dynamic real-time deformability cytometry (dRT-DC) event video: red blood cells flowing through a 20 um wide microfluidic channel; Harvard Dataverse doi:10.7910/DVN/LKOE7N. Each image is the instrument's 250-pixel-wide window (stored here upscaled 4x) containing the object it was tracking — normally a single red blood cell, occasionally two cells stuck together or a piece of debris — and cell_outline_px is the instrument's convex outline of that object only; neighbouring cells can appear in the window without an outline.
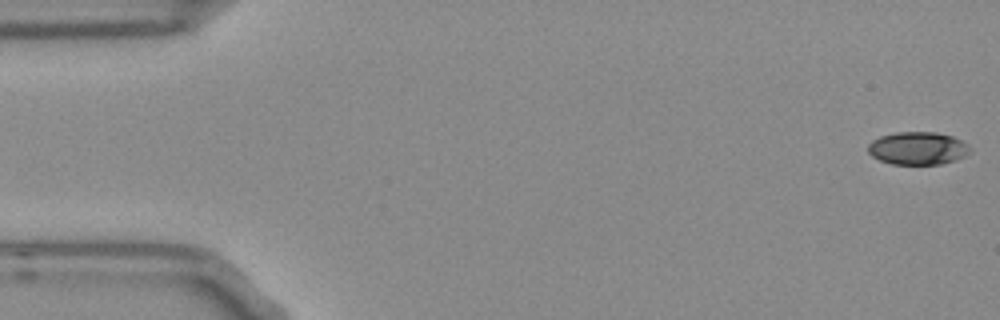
{"species": "Egyptian fruit bat (a non-hibernating species)", "species_latin": "Rousettus aegyptiacus", "temperature_condition": "room temperature", "stored_images_in_passage": 54, "camera_frame_rate_fps": 3000, "um_per_image_px": 0.085, "frame": {"image": 1, "passage_image": 1, "time_ms": 0.0, "image_size_px": [1000, 320], "cell_outline_px": [[972, 152], [956, 160], [940, 164], [892, 164], [880, 160], [872, 156], [868, 152], [868, 144], [872, 140], [880, 136], [896, 132], [936, 132], [952, 136], [960, 140]], "centroid_in_image_um": [77.98, 12.6], "position_along_channel_um": 7.0, "area_um2": 19.42}}
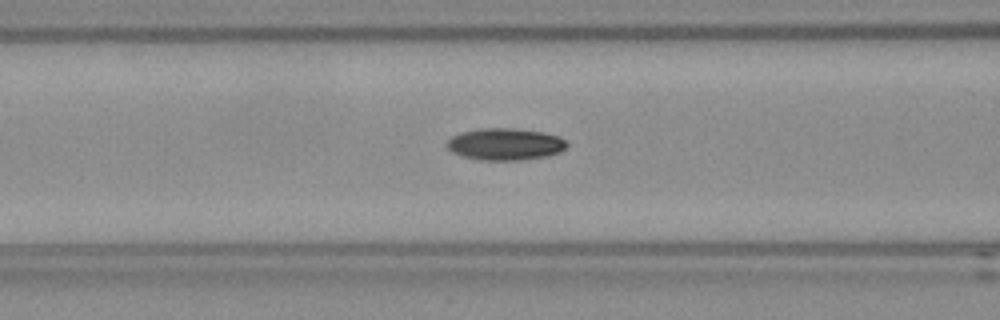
{"frame": {"image": 2, "passage_image": 21, "time_ms": 6.667, "image_size_px": [1000, 320], "cell_outline_px": [[568, 144], [560, 152], [548, 156], [520, 160], [480, 160], [464, 156], [452, 152], [448, 148], [448, 140], [452, 136], [464, 132], [480, 128], [512, 128], [544, 132], [560, 136], [568, 140]], "centroid_in_image_um": [43.0, 12.25], "position_along_channel_um": 123.6, "area_um2": 22.31}}
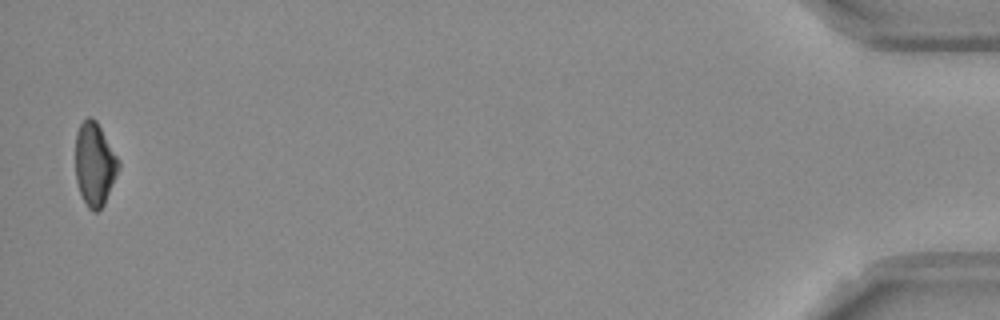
{"frame": {"image": 3, "passage_image": 53, "time_ms": 17.333, "image_size_px": [1000, 320], "cell_outline_px": [[120, 168], [104, 204], [96, 212], [92, 212], [88, 208], [80, 192], [76, 180], [76, 132], [80, 124], [88, 116], [92, 116], [96, 120], [120, 160]], "centroid_in_image_um": [8.06, 13.94], "position_along_channel_um": 427.1, "area_um2": 20.98}}